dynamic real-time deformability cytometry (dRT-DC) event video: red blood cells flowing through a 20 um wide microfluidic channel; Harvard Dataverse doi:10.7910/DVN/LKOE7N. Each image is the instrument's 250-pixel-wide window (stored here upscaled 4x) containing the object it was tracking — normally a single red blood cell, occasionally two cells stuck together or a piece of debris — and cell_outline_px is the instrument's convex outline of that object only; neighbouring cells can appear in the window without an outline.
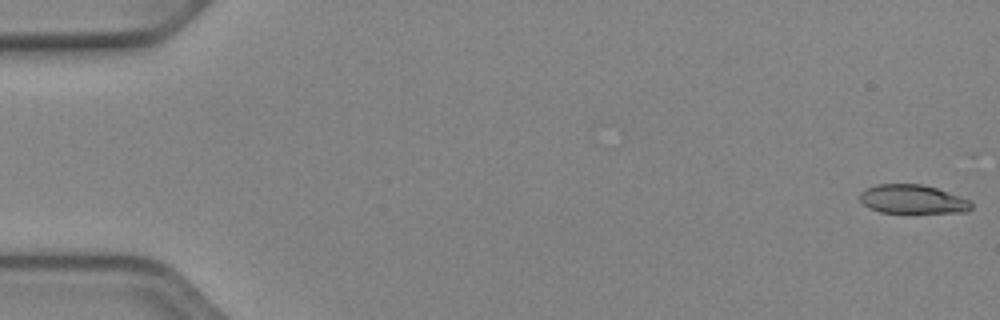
{"species": "Egyptian fruit bat (a non-hibernating species)", "species_latin": "Rousettus aegyptiacus", "temperature_condition": "cold", "stored_images_in_passage": 26, "camera_frame_rate_fps": 3000, "um_per_image_px": 0.085, "animal": {"sex": "female"}, "frame": {"image": 1, "passage_image": 1, "time_ms": 0.0, "image_size_px": [1000, 320], "cell_outline_px": [[972, 208], [968, 212], [880, 212], [868, 208], [860, 200], [860, 192], [876, 184], [920, 184], [936, 188], [960, 196], [968, 200], [972, 204]], "centroid_in_image_um": [77.56, 16.93], "position_along_channel_um": 7.4, "area_um2": 18.55}}
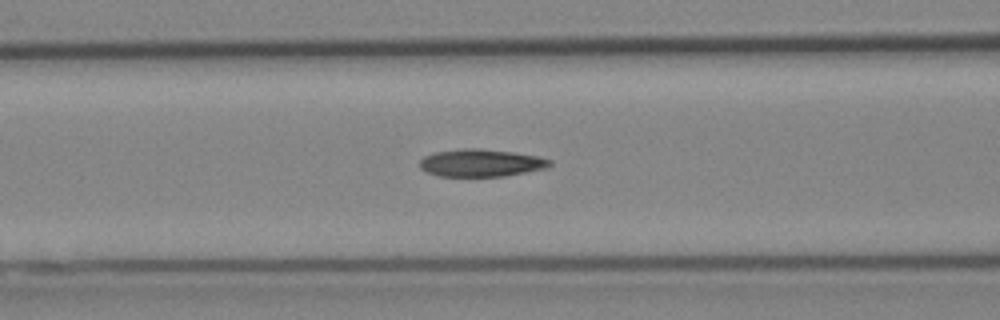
{"frame": {"image": 2, "passage_image": 22, "time_ms": 7.0, "image_size_px": [1000, 320], "cell_outline_px": [[552, 164], [548, 168], [528, 172], [504, 176], [440, 176], [428, 172], [420, 168], [420, 160], [424, 156], [436, 152], [460, 148], [480, 148], [512, 152], [536, 156], [552, 160]], "centroid_in_image_um": [40.91, 13.84], "position_along_channel_um": 125.7, "area_um2": 20.87}}
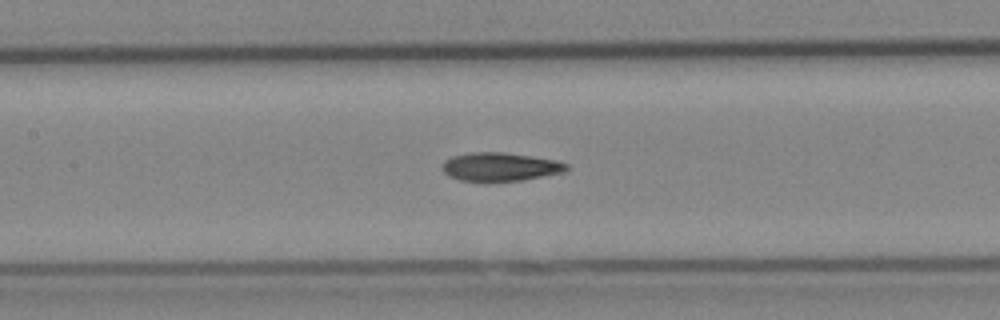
{"frame": {"image": 3, "passage_image": 25, "time_ms": 8.0, "image_size_px": [1000, 320], "cell_outline_px": [[568, 172], [524, 180], [460, 180], [448, 176], [440, 168], [444, 160], [452, 156], [472, 152], [504, 152], [556, 160], [568, 164]], "centroid_in_image_um": [42.53, 14.17], "position_along_channel_um": 164.9, "area_um2": 20.63}}